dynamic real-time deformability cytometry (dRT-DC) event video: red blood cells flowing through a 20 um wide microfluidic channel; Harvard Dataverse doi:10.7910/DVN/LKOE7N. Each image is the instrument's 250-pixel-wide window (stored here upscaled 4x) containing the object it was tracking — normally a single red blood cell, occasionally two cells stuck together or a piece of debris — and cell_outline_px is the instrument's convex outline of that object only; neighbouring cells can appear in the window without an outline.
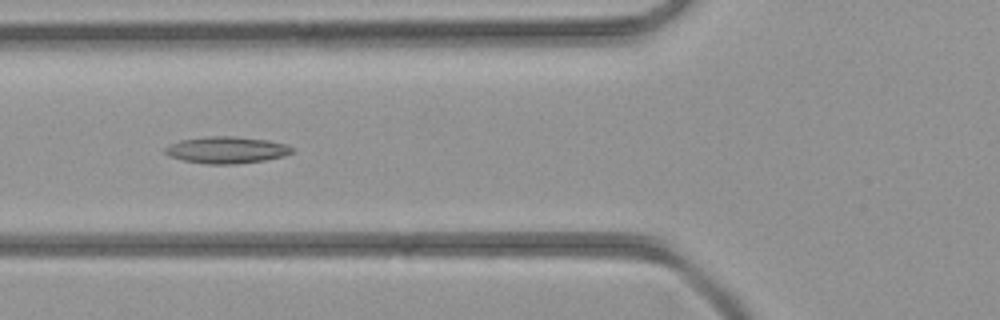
{"species": "common noctule bat (a hibernating species)", "species_latin": "Nyctalus noctula", "temperature_condition": "room temperature", "stored_images_in_passage": 36, "camera_frame_rate_fps": 3000, "um_per_image_px": 0.085, "animal": {"sex": "female", "body_mass_g": 21.9}, "frame": {"image": 1, "passage_image": 8, "time_ms": 2.333, "image_size_px": [1000, 320], "cell_outline_px": [[292, 152], [284, 156], [264, 160], [236, 164], [208, 164], [184, 160], [168, 156], [164, 152], [164, 148], [168, 144], [180, 140], [208, 136], [236, 136], [268, 140], [288, 144], [292, 148]], "centroid_in_image_um": [19.24, 12.74], "position_along_channel_um": 106.6, "area_um2": 19.88}}
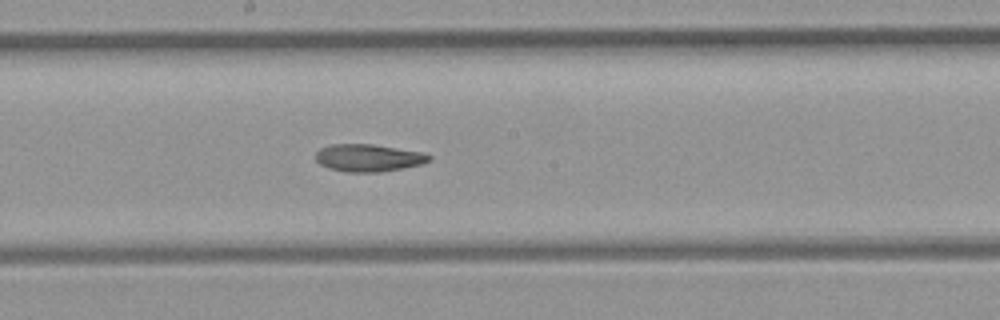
{"frame": {"image": 2, "passage_image": 15, "time_ms": 4.667, "image_size_px": [1000, 320], "cell_outline_px": [[432, 160], [420, 164], [380, 172], [348, 172], [332, 168], [320, 164], [316, 160], [316, 152], [320, 148], [332, 144], [372, 144], [424, 152], [432, 156]], "centroid_in_image_um": [31.34, 13.4], "position_along_channel_um": 216.9, "area_um2": 17.98}}
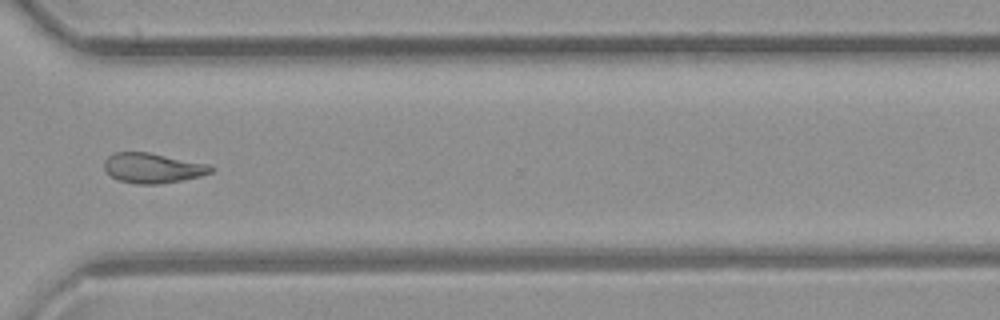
{"frame": {"image": 3, "passage_image": 24, "time_ms": 7.667, "image_size_px": [1000, 320], "cell_outline_px": [[212, 172], [200, 176], [184, 180], [160, 184], [136, 184], [116, 180], [104, 168], [104, 160], [108, 156], [116, 152], [148, 152], [208, 164], [212, 168]], "centroid_in_image_um": [12.95, 14.29], "position_along_channel_um": 357.6, "area_um2": 18.61}}